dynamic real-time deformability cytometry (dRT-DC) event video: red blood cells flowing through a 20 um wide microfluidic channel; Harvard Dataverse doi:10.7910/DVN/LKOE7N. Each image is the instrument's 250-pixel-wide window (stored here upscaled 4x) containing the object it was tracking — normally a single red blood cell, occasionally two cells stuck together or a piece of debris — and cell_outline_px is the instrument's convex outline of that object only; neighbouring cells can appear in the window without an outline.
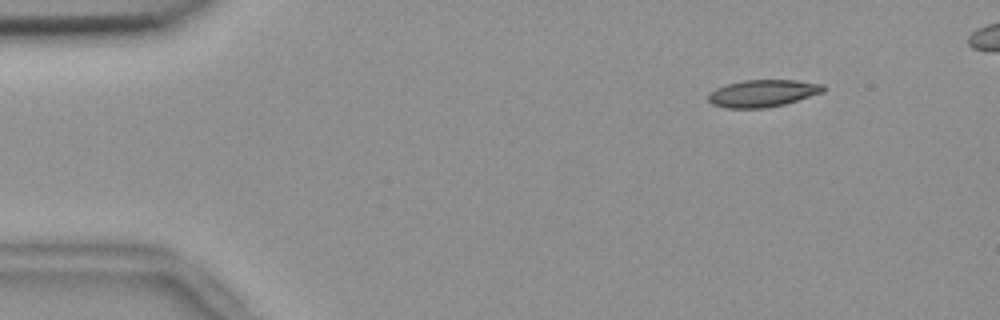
{"species": "common noctule bat (a hibernating species)", "species_latin": "Nyctalus noctula", "temperature_condition": "room temperature", "stored_images_in_passage": 53, "camera_frame_rate_fps": 3000, "um_per_image_px": 0.085, "animal": {"sex": "female", "body_mass_g": 18.4}, "frame": {"image": 1, "passage_image": 7, "time_ms": 2.0, "image_size_px": [1000, 320], "cell_outline_px": [[828, 88], [824, 92], [784, 104], [764, 108], [724, 108], [712, 104], [708, 100], [708, 92], [724, 84], [744, 80], [796, 80], [824, 84]], "centroid_in_image_um": [64.83, 7.92], "position_along_channel_um": 20.2, "area_um2": 18.44}}
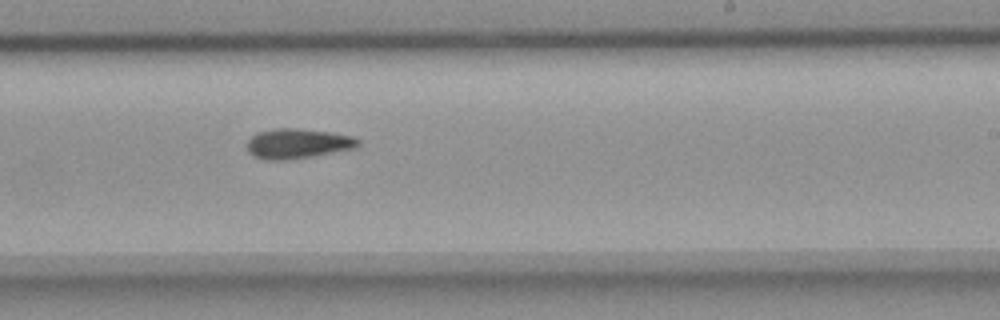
{"frame": {"image": 2, "passage_image": 34, "time_ms": 11.0, "image_size_px": [1000, 320], "cell_outline_px": [[360, 144], [356, 148], [312, 156], [284, 160], [264, 160], [252, 156], [248, 152], [248, 140], [256, 132], [276, 128], [296, 128], [328, 132], [352, 136], [360, 140]], "centroid_in_image_um": [25.28, 12.21], "position_along_channel_um": 263.7, "area_um2": 19.36}}
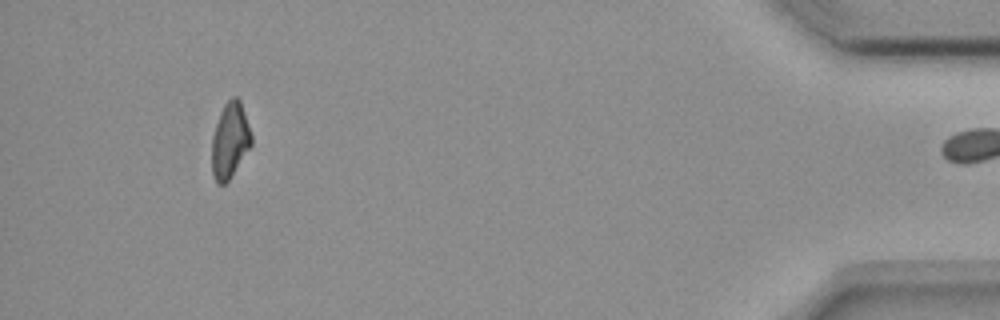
{"frame": {"image": 3, "passage_image": 52, "time_ms": 17.0, "image_size_px": [1000, 320], "cell_outline_px": [[252, 144], [228, 180], [224, 184], [216, 184], [212, 172], [212, 136], [220, 112], [224, 104], [232, 96], [236, 96], [240, 100], [252, 136]], "centroid_in_image_um": [19.53, 11.92], "position_along_channel_um": 415.7, "area_um2": 17.22}}